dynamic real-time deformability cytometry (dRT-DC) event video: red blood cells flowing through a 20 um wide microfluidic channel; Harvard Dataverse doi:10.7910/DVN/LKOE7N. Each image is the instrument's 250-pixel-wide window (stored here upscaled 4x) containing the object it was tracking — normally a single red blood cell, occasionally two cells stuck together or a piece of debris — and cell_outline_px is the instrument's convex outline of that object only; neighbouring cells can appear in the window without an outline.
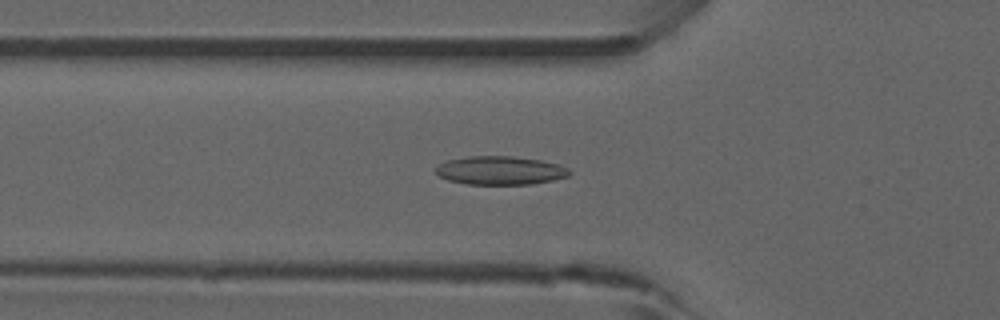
{"species": "common noctule bat (a hibernating species)", "species_latin": "Nyctalus noctula", "temperature_condition": "room temperature", "stored_images_in_passage": 41, "camera_frame_rate_fps": 3000, "um_per_image_px": 0.085, "animal": {"sex": "male", "forearm_length_mm": 52.5}, "frame": {"image": 1, "passage_image": 7, "time_ms": 2.0, "image_size_px": [1000, 320], "cell_outline_px": [[572, 172], [568, 176], [552, 180], [532, 184], [468, 184], [448, 180], [440, 176], [436, 172], [436, 168], [440, 164], [448, 160], [468, 156], [512, 156], [540, 160], [560, 164], [568, 168]], "centroid_in_image_um": [42.55, 14.48], "position_along_channel_um": 83.2, "area_um2": 22.14}}
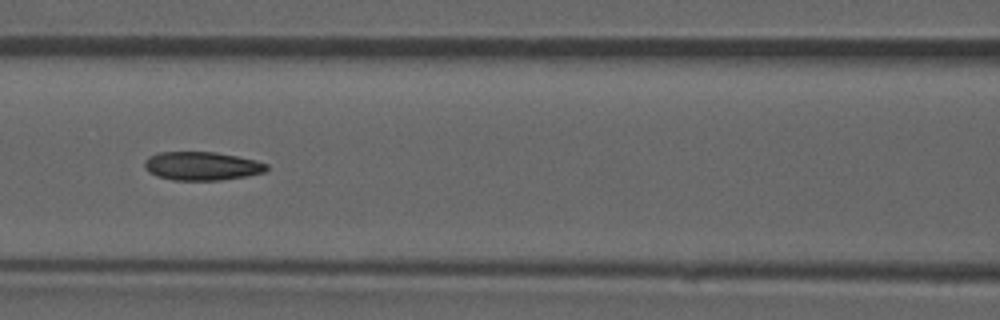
{"frame": {"image": 2, "passage_image": 12, "time_ms": 3.667, "image_size_px": [1000, 320], "cell_outline_px": [[268, 168], [264, 172], [248, 176], [220, 180], [172, 180], [156, 176], [148, 172], [144, 168], [144, 160], [148, 156], [160, 152], [216, 152], [256, 160], [268, 164]], "centroid_in_image_um": [17.13, 14.11], "position_along_channel_um": 149.5, "area_um2": 20.46}, "authors_computed_cell_mechanics": {"area_um2": 20.519, "velocity_mm_per_s": 3.9103, "shape_relaxation_time_tau1_ms": 10.9164, "shape_relaxation_time_tau2_ms": 3.5115, "deformation_change_tau1": 0.2143, "deformation_change_tau2": 0.0958}}